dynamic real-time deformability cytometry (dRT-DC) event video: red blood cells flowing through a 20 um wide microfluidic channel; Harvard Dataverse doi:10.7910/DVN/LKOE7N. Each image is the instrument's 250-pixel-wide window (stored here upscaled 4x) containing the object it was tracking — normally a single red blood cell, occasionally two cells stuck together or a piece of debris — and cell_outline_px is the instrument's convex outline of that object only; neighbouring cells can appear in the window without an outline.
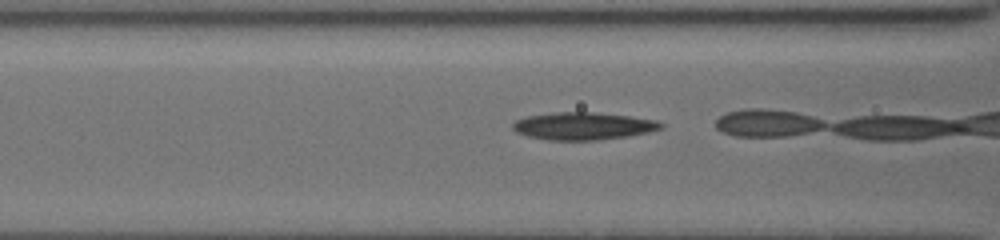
{"species": "common noctule bat (a hibernating species)", "species_latin": "Nyctalus noctula", "temperature_condition": "cold", "stored_images_in_passage": 15, "camera_frame_rate_fps": 3000, "um_per_image_px": 0.085, "animal": {"sex": "female", "body_mass_g": 19.5, "forearm_length_mm": 54.1}, "frame": {"image": 1, "passage_image": 3, "time_ms": 0.667, "image_size_px": [1000, 240], "cell_outline_px": [[664, 128], [648, 132], [628, 136], [596, 140], [548, 140], [528, 136], [516, 132], [512, 128], [512, 124], [516, 120], [528, 116], [552, 112], [592, 112], [628, 116], [656, 120], [664, 124]], "centroid_in_image_um": [49.57, 10.71], "position_along_channel_um": 117.0, "area_um2": 23.7}}